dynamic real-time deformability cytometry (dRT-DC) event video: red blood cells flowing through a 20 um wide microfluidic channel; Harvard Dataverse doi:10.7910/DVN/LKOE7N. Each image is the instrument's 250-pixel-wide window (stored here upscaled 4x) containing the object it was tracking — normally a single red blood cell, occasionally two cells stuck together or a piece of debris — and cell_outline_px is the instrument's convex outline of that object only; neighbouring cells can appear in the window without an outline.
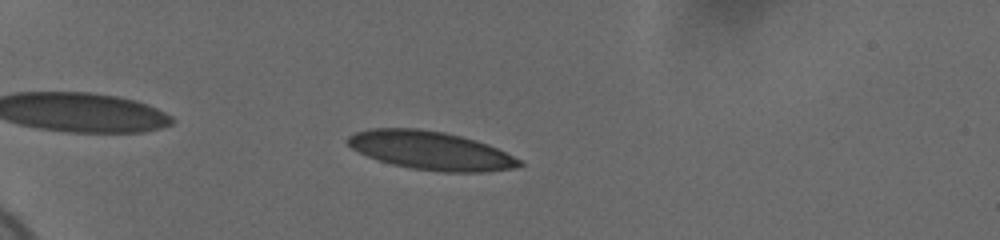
{"species": "human", "species_latin": "Homo sapiens", "temperature_condition": "cold", "stored_images_in_passage": 40, "camera_frame_rate_fps": 3000, "um_per_image_px": 0.085, "donor": {"sex": "female"}, "frame": {"image": 1, "passage_image": 5, "time_ms": 1.333, "image_size_px": [1000, 240], "cell_outline_px": [[524, 164], [516, 168], [484, 172], [440, 172], [412, 168], [392, 164], [376, 160], [352, 148], [344, 140], [348, 136], [356, 132], [372, 128], [416, 128], [444, 132], [476, 140], [488, 144], [520, 160]], "centroid_in_image_um": [36.59, 12.8], "position_along_channel_um": 48.4, "area_um2": 38.38}}
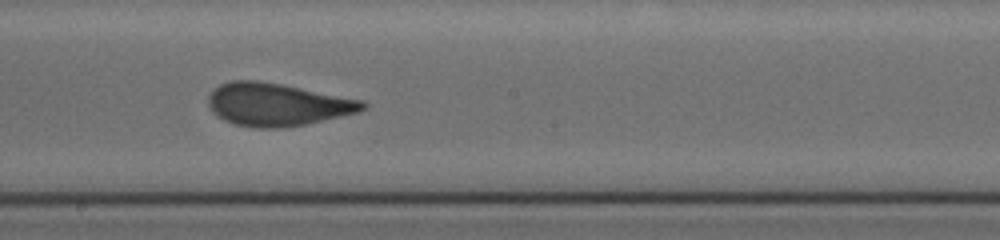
{"frame": {"image": 2, "passage_image": 23, "time_ms": 7.333, "image_size_px": [1000, 240], "cell_outline_px": [[368, 108], [356, 112], [340, 116], [304, 124], [276, 128], [256, 128], [232, 124], [216, 116], [212, 112], [208, 104], [208, 96], [220, 84], [232, 80], [256, 80], [280, 84], [364, 100], [368, 104]], "centroid_in_image_um": [23.54, 8.88], "position_along_channel_um": 224.7, "area_um2": 38.26}}
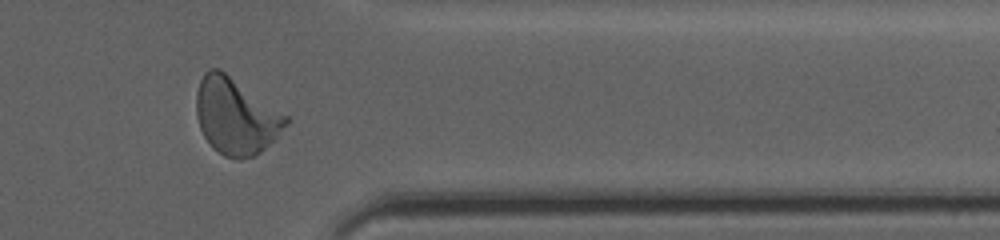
{"frame": {"image": 3, "passage_image": 37, "time_ms": 12.0, "image_size_px": [1000, 240], "cell_outline_px": [[288, 124], [260, 152], [252, 156], [240, 160], [224, 156], [212, 148], [204, 136], [200, 128], [196, 116], [196, 92], [200, 80], [204, 72], [208, 68], [220, 68], [288, 116]], "centroid_in_image_um": [20.0, 9.86], "position_along_channel_um": 391.4, "area_um2": 39.71}, "authors_computed_cell_mechanics": {"area_um2": 38.1191, "velocity_mm_per_s": 3.6772, "shape_relaxation_time_tau1_ms": 5.2806, "shape_relaxation_time_tau2_ms": 0.6585, "deformation_change_tau1": 0.1813, "deformation_change_tau2": 0.0875}}